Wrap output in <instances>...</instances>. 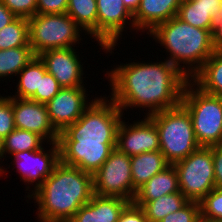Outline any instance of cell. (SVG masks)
<instances>
[{"mask_svg":"<svg viewBox=\"0 0 222 222\" xmlns=\"http://www.w3.org/2000/svg\"><path fill=\"white\" fill-rule=\"evenodd\" d=\"M86 89V87L61 88L46 104L50 122L58 133L75 123L94 100H89Z\"/></svg>","mask_w":222,"mask_h":222,"instance_id":"4fadbf2b","label":"cell"},{"mask_svg":"<svg viewBox=\"0 0 222 222\" xmlns=\"http://www.w3.org/2000/svg\"><path fill=\"white\" fill-rule=\"evenodd\" d=\"M83 30L97 41L96 0H68L66 12Z\"/></svg>","mask_w":222,"mask_h":222,"instance_id":"cb8c5ba5","label":"cell"},{"mask_svg":"<svg viewBox=\"0 0 222 222\" xmlns=\"http://www.w3.org/2000/svg\"><path fill=\"white\" fill-rule=\"evenodd\" d=\"M130 160L133 200L140 187H142L151 177L163 171L170 165L160 150L131 156Z\"/></svg>","mask_w":222,"mask_h":222,"instance_id":"d6986e66","label":"cell"},{"mask_svg":"<svg viewBox=\"0 0 222 222\" xmlns=\"http://www.w3.org/2000/svg\"><path fill=\"white\" fill-rule=\"evenodd\" d=\"M156 125L160 151L173 165L198 149L191 116L180 103L178 106L148 116Z\"/></svg>","mask_w":222,"mask_h":222,"instance_id":"5b68a950","label":"cell"},{"mask_svg":"<svg viewBox=\"0 0 222 222\" xmlns=\"http://www.w3.org/2000/svg\"><path fill=\"white\" fill-rule=\"evenodd\" d=\"M29 44V22L17 17L0 30V50L23 47Z\"/></svg>","mask_w":222,"mask_h":222,"instance_id":"4316f807","label":"cell"},{"mask_svg":"<svg viewBox=\"0 0 222 222\" xmlns=\"http://www.w3.org/2000/svg\"><path fill=\"white\" fill-rule=\"evenodd\" d=\"M160 222H201L200 202L188 201L182 208L168 214Z\"/></svg>","mask_w":222,"mask_h":222,"instance_id":"f1b7e54d","label":"cell"},{"mask_svg":"<svg viewBox=\"0 0 222 222\" xmlns=\"http://www.w3.org/2000/svg\"><path fill=\"white\" fill-rule=\"evenodd\" d=\"M190 81L201 91L222 97V50L217 48Z\"/></svg>","mask_w":222,"mask_h":222,"instance_id":"44dd1931","label":"cell"},{"mask_svg":"<svg viewBox=\"0 0 222 222\" xmlns=\"http://www.w3.org/2000/svg\"><path fill=\"white\" fill-rule=\"evenodd\" d=\"M104 96H95L82 116L60 132L58 139L60 161L92 175L116 148L117 130L124 119L123 111Z\"/></svg>","mask_w":222,"mask_h":222,"instance_id":"7a4b0ae2","label":"cell"},{"mask_svg":"<svg viewBox=\"0 0 222 222\" xmlns=\"http://www.w3.org/2000/svg\"><path fill=\"white\" fill-rule=\"evenodd\" d=\"M173 165L178 175L179 190L189 201L200 202L215 188L212 146H200Z\"/></svg>","mask_w":222,"mask_h":222,"instance_id":"ba28073f","label":"cell"},{"mask_svg":"<svg viewBox=\"0 0 222 222\" xmlns=\"http://www.w3.org/2000/svg\"><path fill=\"white\" fill-rule=\"evenodd\" d=\"M222 0H182L177 17L184 22L216 35L215 17Z\"/></svg>","mask_w":222,"mask_h":222,"instance_id":"ac0fdd59","label":"cell"},{"mask_svg":"<svg viewBox=\"0 0 222 222\" xmlns=\"http://www.w3.org/2000/svg\"><path fill=\"white\" fill-rule=\"evenodd\" d=\"M181 104L191 116L194 135L200 146L222 143V97L201 91L189 80Z\"/></svg>","mask_w":222,"mask_h":222,"instance_id":"8992f818","label":"cell"},{"mask_svg":"<svg viewBox=\"0 0 222 222\" xmlns=\"http://www.w3.org/2000/svg\"><path fill=\"white\" fill-rule=\"evenodd\" d=\"M215 187H222V143L212 146Z\"/></svg>","mask_w":222,"mask_h":222,"instance_id":"e575fe53","label":"cell"},{"mask_svg":"<svg viewBox=\"0 0 222 222\" xmlns=\"http://www.w3.org/2000/svg\"><path fill=\"white\" fill-rule=\"evenodd\" d=\"M189 200L179 191L149 202H133L141 207L146 215L147 222H160L165 216L182 208Z\"/></svg>","mask_w":222,"mask_h":222,"instance_id":"603a6c76","label":"cell"},{"mask_svg":"<svg viewBox=\"0 0 222 222\" xmlns=\"http://www.w3.org/2000/svg\"><path fill=\"white\" fill-rule=\"evenodd\" d=\"M15 127L42 136L47 143L58 142L59 133L52 126L46 104L13 97Z\"/></svg>","mask_w":222,"mask_h":222,"instance_id":"9a60e30c","label":"cell"},{"mask_svg":"<svg viewBox=\"0 0 222 222\" xmlns=\"http://www.w3.org/2000/svg\"><path fill=\"white\" fill-rule=\"evenodd\" d=\"M94 195L93 175L61 161L29 197L39 222H68Z\"/></svg>","mask_w":222,"mask_h":222,"instance_id":"3957f363","label":"cell"},{"mask_svg":"<svg viewBox=\"0 0 222 222\" xmlns=\"http://www.w3.org/2000/svg\"><path fill=\"white\" fill-rule=\"evenodd\" d=\"M94 194L127 199L133 202L130 156L114 148L109 158L93 174Z\"/></svg>","mask_w":222,"mask_h":222,"instance_id":"9c48e42d","label":"cell"},{"mask_svg":"<svg viewBox=\"0 0 222 222\" xmlns=\"http://www.w3.org/2000/svg\"><path fill=\"white\" fill-rule=\"evenodd\" d=\"M129 203L127 199L94 194L68 222H118Z\"/></svg>","mask_w":222,"mask_h":222,"instance_id":"2e32d148","label":"cell"},{"mask_svg":"<svg viewBox=\"0 0 222 222\" xmlns=\"http://www.w3.org/2000/svg\"><path fill=\"white\" fill-rule=\"evenodd\" d=\"M182 0H141L133 14L135 30L150 33L158 24L177 16Z\"/></svg>","mask_w":222,"mask_h":222,"instance_id":"e0dca14e","label":"cell"},{"mask_svg":"<svg viewBox=\"0 0 222 222\" xmlns=\"http://www.w3.org/2000/svg\"><path fill=\"white\" fill-rule=\"evenodd\" d=\"M179 191L177 171L174 165H169L137 190L133 202H149Z\"/></svg>","mask_w":222,"mask_h":222,"instance_id":"ffe728a7","label":"cell"},{"mask_svg":"<svg viewBox=\"0 0 222 222\" xmlns=\"http://www.w3.org/2000/svg\"><path fill=\"white\" fill-rule=\"evenodd\" d=\"M124 2V6L130 11L133 15L140 5L141 0H122Z\"/></svg>","mask_w":222,"mask_h":222,"instance_id":"8d00e7d4","label":"cell"},{"mask_svg":"<svg viewBox=\"0 0 222 222\" xmlns=\"http://www.w3.org/2000/svg\"><path fill=\"white\" fill-rule=\"evenodd\" d=\"M28 22L29 44L35 56L51 49L77 47L83 41L80 34L84 30L67 13L36 14Z\"/></svg>","mask_w":222,"mask_h":222,"instance_id":"52a82bcc","label":"cell"},{"mask_svg":"<svg viewBox=\"0 0 222 222\" xmlns=\"http://www.w3.org/2000/svg\"><path fill=\"white\" fill-rule=\"evenodd\" d=\"M16 17L31 18L36 15L37 0H0Z\"/></svg>","mask_w":222,"mask_h":222,"instance_id":"1f68e13d","label":"cell"},{"mask_svg":"<svg viewBox=\"0 0 222 222\" xmlns=\"http://www.w3.org/2000/svg\"><path fill=\"white\" fill-rule=\"evenodd\" d=\"M148 35L169 53L166 60L189 79L217 50V36L212 31L193 27L177 16L158 24Z\"/></svg>","mask_w":222,"mask_h":222,"instance_id":"277c9868","label":"cell"},{"mask_svg":"<svg viewBox=\"0 0 222 222\" xmlns=\"http://www.w3.org/2000/svg\"><path fill=\"white\" fill-rule=\"evenodd\" d=\"M144 62V63H143ZM106 71L110 97L123 111L142 108L145 116L178 106L185 84L190 80L164 59L159 62H127Z\"/></svg>","mask_w":222,"mask_h":222,"instance_id":"6da1fadb","label":"cell"},{"mask_svg":"<svg viewBox=\"0 0 222 222\" xmlns=\"http://www.w3.org/2000/svg\"><path fill=\"white\" fill-rule=\"evenodd\" d=\"M16 18L17 17L0 1V30Z\"/></svg>","mask_w":222,"mask_h":222,"instance_id":"d590c367","label":"cell"},{"mask_svg":"<svg viewBox=\"0 0 222 222\" xmlns=\"http://www.w3.org/2000/svg\"><path fill=\"white\" fill-rule=\"evenodd\" d=\"M217 48L222 50V30L217 35Z\"/></svg>","mask_w":222,"mask_h":222,"instance_id":"ab89813d","label":"cell"},{"mask_svg":"<svg viewBox=\"0 0 222 222\" xmlns=\"http://www.w3.org/2000/svg\"><path fill=\"white\" fill-rule=\"evenodd\" d=\"M46 144L52 145L49 150H45L42 147L36 151H22L8 156L11 159L14 157L11 164L13 162V165L17 166L16 171L20 174V181L26 184L27 187L25 188L27 191H31L30 193L28 192L26 199L43 184L60 162L58 142H46ZM31 184L34 187H32L33 190L29 186Z\"/></svg>","mask_w":222,"mask_h":222,"instance_id":"30bf717a","label":"cell"},{"mask_svg":"<svg viewBox=\"0 0 222 222\" xmlns=\"http://www.w3.org/2000/svg\"><path fill=\"white\" fill-rule=\"evenodd\" d=\"M201 221L222 220V187H215L200 201Z\"/></svg>","mask_w":222,"mask_h":222,"instance_id":"83f0119b","label":"cell"},{"mask_svg":"<svg viewBox=\"0 0 222 222\" xmlns=\"http://www.w3.org/2000/svg\"><path fill=\"white\" fill-rule=\"evenodd\" d=\"M96 2L97 43L104 52L112 54L115 46L118 45L119 38L122 39V32L126 29L127 24L132 27L128 30L135 31L133 15L124 6L122 0H96Z\"/></svg>","mask_w":222,"mask_h":222,"instance_id":"8fae6325","label":"cell"},{"mask_svg":"<svg viewBox=\"0 0 222 222\" xmlns=\"http://www.w3.org/2000/svg\"><path fill=\"white\" fill-rule=\"evenodd\" d=\"M5 157V153H4V145H3V139L2 138H0V162H1V164H2V162L4 161V160H2V158L3 159H5L4 158ZM2 160V161H1ZM0 164V165H1ZM3 166L1 165L0 166V177L2 176V174H5L6 172H8L7 170H5V169H7V168H2Z\"/></svg>","mask_w":222,"mask_h":222,"instance_id":"f35d334b","label":"cell"},{"mask_svg":"<svg viewBox=\"0 0 222 222\" xmlns=\"http://www.w3.org/2000/svg\"><path fill=\"white\" fill-rule=\"evenodd\" d=\"M128 156L160 150L159 133L155 123L145 116L129 124L121 120L117 130V145Z\"/></svg>","mask_w":222,"mask_h":222,"instance_id":"7c38bea8","label":"cell"},{"mask_svg":"<svg viewBox=\"0 0 222 222\" xmlns=\"http://www.w3.org/2000/svg\"><path fill=\"white\" fill-rule=\"evenodd\" d=\"M76 50L75 47L51 49L38 55L46 71L54 76L62 88L85 87L83 78L86 77H82L85 68Z\"/></svg>","mask_w":222,"mask_h":222,"instance_id":"5bb4252c","label":"cell"},{"mask_svg":"<svg viewBox=\"0 0 222 222\" xmlns=\"http://www.w3.org/2000/svg\"><path fill=\"white\" fill-rule=\"evenodd\" d=\"M44 142L46 140L37 133L15 128L3 139L5 157L6 154L39 150L45 145Z\"/></svg>","mask_w":222,"mask_h":222,"instance_id":"484cf974","label":"cell"},{"mask_svg":"<svg viewBox=\"0 0 222 222\" xmlns=\"http://www.w3.org/2000/svg\"><path fill=\"white\" fill-rule=\"evenodd\" d=\"M68 0H37L36 14L66 13Z\"/></svg>","mask_w":222,"mask_h":222,"instance_id":"d6a6232c","label":"cell"},{"mask_svg":"<svg viewBox=\"0 0 222 222\" xmlns=\"http://www.w3.org/2000/svg\"><path fill=\"white\" fill-rule=\"evenodd\" d=\"M58 81L49 72L41 77L40 92H36L30 100L47 104L60 90Z\"/></svg>","mask_w":222,"mask_h":222,"instance_id":"4dcf8cb0","label":"cell"},{"mask_svg":"<svg viewBox=\"0 0 222 222\" xmlns=\"http://www.w3.org/2000/svg\"><path fill=\"white\" fill-rule=\"evenodd\" d=\"M215 26H216V36L222 30V4L220 6L219 12L215 17Z\"/></svg>","mask_w":222,"mask_h":222,"instance_id":"74e56055","label":"cell"},{"mask_svg":"<svg viewBox=\"0 0 222 222\" xmlns=\"http://www.w3.org/2000/svg\"><path fill=\"white\" fill-rule=\"evenodd\" d=\"M46 67L39 56L33 59L18 73L15 95L20 99H30L36 92H40L41 77L46 73ZM19 77V79H18Z\"/></svg>","mask_w":222,"mask_h":222,"instance_id":"7402d4cb","label":"cell"},{"mask_svg":"<svg viewBox=\"0 0 222 222\" xmlns=\"http://www.w3.org/2000/svg\"><path fill=\"white\" fill-rule=\"evenodd\" d=\"M13 114V97L0 94V138L4 139L15 129Z\"/></svg>","mask_w":222,"mask_h":222,"instance_id":"f546056e","label":"cell"},{"mask_svg":"<svg viewBox=\"0 0 222 222\" xmlns=\"http://www.w3.org/2000/svg\"><path fill=\"white\" fill-rule=\"evenodd\" d=\"M33 57L35 54L30 45L0 50V81L17 76Z\"/></svg>","mask_w":222,"mask_h":222,"instance_id":"d4e9b609","label":"cell"},{"mask_svg":"<svg viewBox=\"0 0 222 222\" xmlns=\"http://www.w3.org/2000/svg\"><path fill=\"white\" fill-rule=\"evenodd\" d=\"M201 222H222V220H219V221H201Z\"/></svg>","mask_w":222,"mask_h":222,"instance_id":"60d3db41","label":"cell"},{"mask_svg":"<svg viewBox=\"0 0 222 222\" xmlns=\"http://www.w3.org/2000/svg\"><path fill=\"white\" fill-rule=\"evenodd\" d=\"M118 222H147L144 210L130 202L121 212Z\"/></svg>","mask_w":222,"mask_h":222,"instance_id":"836d02e7","label":"cell"}]
</instances>
